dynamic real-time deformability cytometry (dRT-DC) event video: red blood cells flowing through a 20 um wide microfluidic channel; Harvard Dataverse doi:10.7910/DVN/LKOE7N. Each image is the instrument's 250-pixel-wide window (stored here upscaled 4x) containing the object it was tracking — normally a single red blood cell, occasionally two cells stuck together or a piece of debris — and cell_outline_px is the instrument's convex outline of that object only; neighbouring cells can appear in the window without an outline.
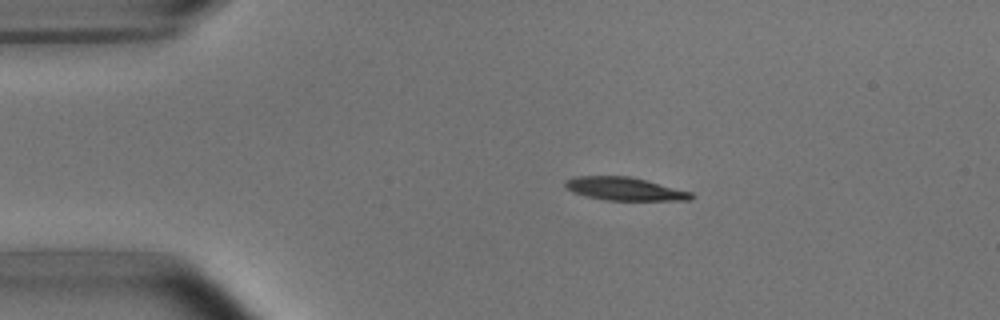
{"species": "common noctule bat (a hibernating species)", "species_latin": "Nyctalus noctula", "temperature_condition": "room temperature", "stored_images_in_passage": 9, "camera_frame_rate_fps": 3000, "um_per_image_px": 0.085, "animal": {"sex": "male", "body_mass_g": 15.6}, "frame": {"image": 1, "passage_image": 3, "time_ms": 2.333, "image_size_px": [1000, 320], "cell_outline_px": [[696, 196], [692, 200], [604, 200], [572, 192], [564, 184], [564, 180], [572, 176], [628, 176], [692, 192]], "centroid_in_image_um": [53.08, 16.05], "position_along_channel_um": 31.9, "area_um2": 16.88}}
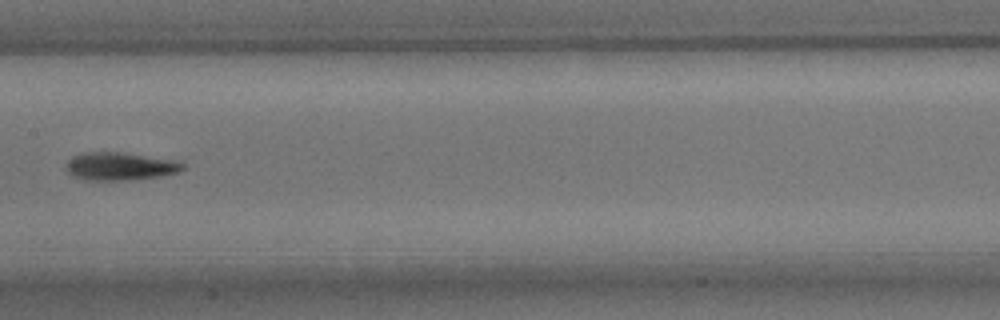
{"frame": {"image": 2, "passage_image": 7, "time_ms": 8.0, "image_size_px": [1000, 320], "cell_outline_px": [[184, 168], [180, 172], [160, 176], [132, 180], [84, 180], [72, 176], [64, 168], [68, 160], [72, 156], [84, 152], [124, 152], [172, 160], [184, 164]], "centroid_in_image_um": [10.15, 14.14], "position_along_channel_um": 197.2, "area_um2": 19.13}}
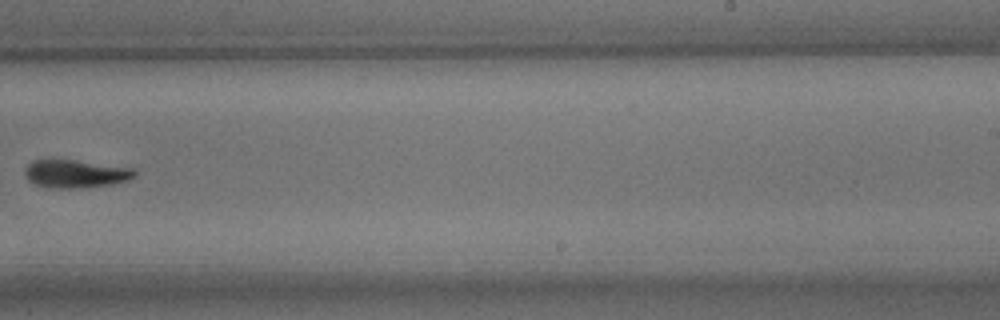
{"frame": {"image": 3, "passage_image": 9, "time_ms": 10.333, "image_size_px": [1000, 320], "cell_outline_px": [[136, 176], [128, 180], [108, 184], [80, 188], [48, 188], [36, 184], [28, 180], [24, 176], [24, 168], [32, 160], [72, 160], [132, 168], [136, 172]], "centroid_in_image_um": [6.36, 14.77], "position_along_channel_um": 282.6, "area_um2": 17.74}}